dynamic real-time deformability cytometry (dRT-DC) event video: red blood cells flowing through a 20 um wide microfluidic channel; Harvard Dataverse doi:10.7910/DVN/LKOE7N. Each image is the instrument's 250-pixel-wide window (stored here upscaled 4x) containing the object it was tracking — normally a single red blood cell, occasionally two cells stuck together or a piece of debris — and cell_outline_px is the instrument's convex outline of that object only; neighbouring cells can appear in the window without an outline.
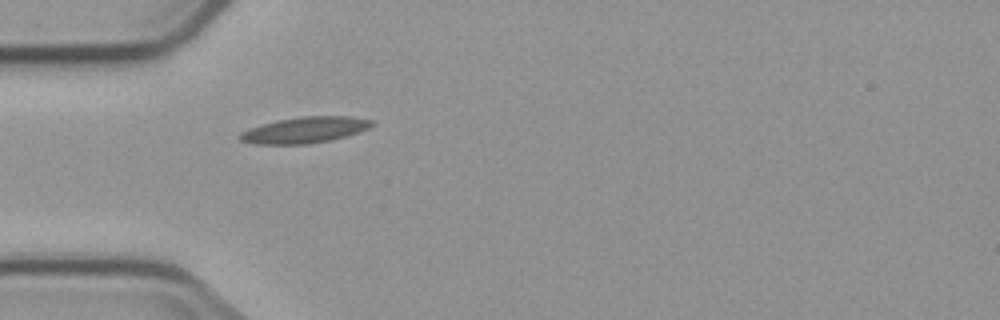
{"species": "common noctule bat (a hibernating species)", "species_latin": "Nyctalus noctula", "temperature_condition": "cold", "stored_images_in_passage": 3, "camera_frame_rate_fps": 3000, "um_per_image_px": 0.085, "animal": {"sex": "male", "body_mass_g": 23.1, "forearm_length_mm": 52.7}, "frame": {"image": 1, "passage_image": 2, "time_ms": 2.333, "image_size_px": [1000, 320], "cell_outline_px": [[376, 124], [368, 128], [344, 136], [328, 140], [308, 144], [256, 144], [240, 140], [236, 136], [240, 132], [248, 128], [276, 120], [300, 116], [352, 116], [376, 120]], "centroid_in_image_um": [25.89, 11.03], "position_along_channel_um": 59.1, "area_um2": 20.17}}